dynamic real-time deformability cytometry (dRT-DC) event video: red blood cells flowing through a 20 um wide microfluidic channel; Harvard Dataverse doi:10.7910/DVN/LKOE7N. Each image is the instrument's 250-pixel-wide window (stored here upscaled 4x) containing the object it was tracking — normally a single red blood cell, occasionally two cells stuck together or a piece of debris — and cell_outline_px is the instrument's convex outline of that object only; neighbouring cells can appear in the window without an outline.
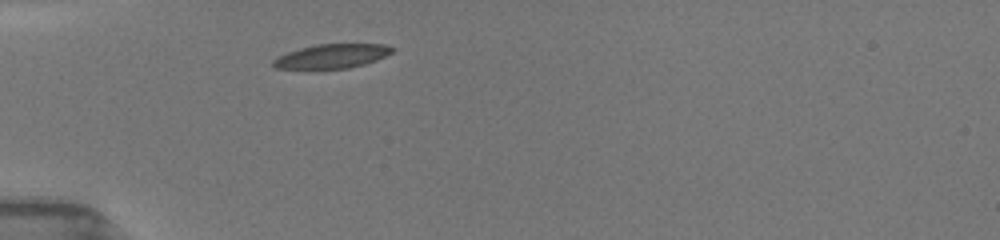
{"species": "common noctule bat (a hibernating species)", "species_latin": "Nyctalus noctula", "temperature_condition": "room temperature", "stored_images_in_passage": 1, "camera_frame_rate_fps": 3000, "um_per_image_px": 0.085, "animal": {"sex": "female", "body_mass_g": 19.5, "forearm_length_mm": 54.1}, "frame": {"image": 1, "passage_image": 1, "time_ms": 0.0, "image_size_px": [1000, 240], "cell_outline_px": [[396, 48], [392, 52], [376, 60], [364, 64], [348, 68], [276, 68], [272, 64], [272, 60], [276, 56], [300, 48], [316, 44], [384, 44]], "centroid_in_image_um": [28.21, 4.76], "position_along_channel_um": 56.8, "area_um2": 16.59}}